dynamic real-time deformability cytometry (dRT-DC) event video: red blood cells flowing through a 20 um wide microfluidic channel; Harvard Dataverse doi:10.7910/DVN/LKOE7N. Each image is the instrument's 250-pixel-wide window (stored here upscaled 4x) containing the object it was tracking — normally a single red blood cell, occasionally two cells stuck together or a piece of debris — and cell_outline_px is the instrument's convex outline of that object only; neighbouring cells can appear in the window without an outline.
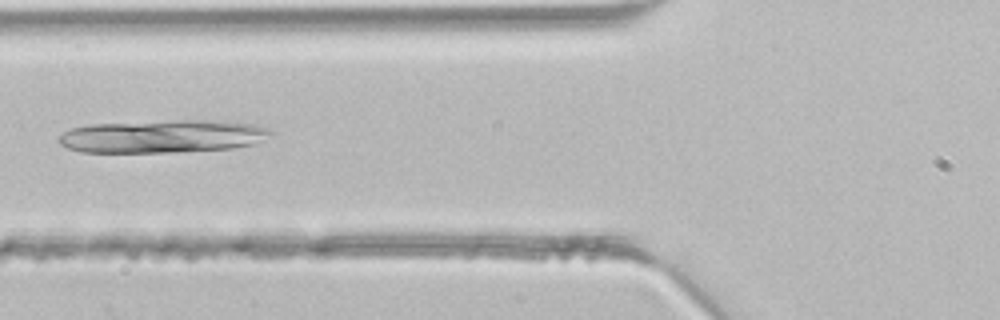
{"species": "common noctule bat (a hibernating species)", "species_latin": "Nyctalus noctula", "temperature_condition": "room temperature", "stored_images_in_passage": 2, "camera_frame_rate_fps": 3000, "um_per_image_px": 0.085, "animal": {"sex": "male", "body_mass_g": 21.5, "forearm_length_mm": 52.0}, "frame": {"image": 1, "passage_image": 2, "time_ms": 0.333, "image_size_px": [1000, 320], "cell_outline_px": [[272, 132], [252, 144], [232, 148], [176, 152], [80, 152], [68, 148], [60, 144], [56, 140], [64, 132], [72, 128], [92, 124], [172, 120], [224, 120], [252, 124], [268, 128]], "centroid_in_image_um": [13.77, 11.58], "position_along_channel_um": 112.0, "area_um2": 40.52}}